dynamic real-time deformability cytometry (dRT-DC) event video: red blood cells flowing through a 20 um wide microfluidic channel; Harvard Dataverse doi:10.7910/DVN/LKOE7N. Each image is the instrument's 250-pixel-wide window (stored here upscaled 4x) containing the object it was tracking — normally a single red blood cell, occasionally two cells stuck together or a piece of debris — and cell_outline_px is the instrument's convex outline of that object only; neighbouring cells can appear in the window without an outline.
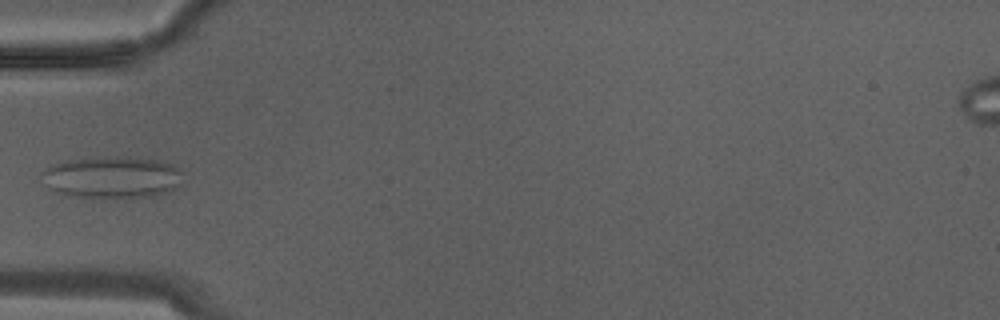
{"species": "Egyptian fruit bat (a non-hibernating species)", "species_latin": "Rousettus aegyptiacus", "temperature_condition": "warm", "stored_images_in_passage": 10, "camera_frame_rate_fps": 3000, "um_per_image_px": 0.085, "animal": {"sex": "male"}, "frame": {"image": 1, "passage_image": 9, "time_ms": 2.667, "image_size_px": [1000, 320], "cell_outline_px": [[184, 184], [176, 188], [152, 196], [68, 196], [44, 184], [40, 172], [52, 164], [64, 160], [96, 156], [128, 156], [156, 160], [172, 164], [176, 168]], "centroid_in_image_um": [9.49, 15.02], "position_along_channel_um": 75.5, "area_um2": 34.22}}